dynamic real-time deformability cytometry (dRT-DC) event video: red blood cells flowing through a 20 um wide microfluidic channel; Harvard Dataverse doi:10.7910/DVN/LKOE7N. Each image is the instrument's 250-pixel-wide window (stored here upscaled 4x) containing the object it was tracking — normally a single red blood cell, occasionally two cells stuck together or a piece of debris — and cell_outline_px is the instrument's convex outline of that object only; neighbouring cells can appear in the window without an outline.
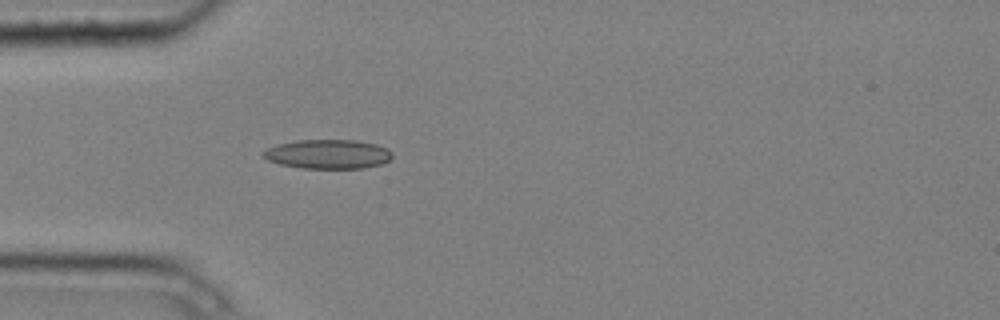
{"species": "common noctule bat (a hibernating species)", "species_latin": "Nyctalus noctula", "temperature_condition": "cold", "stored_images_in_passage": 3, "camera_frame_rate_fps": 3000, "um_per_image_px": 0.085, "animal": {"sex": "male", "body_mass_g": 20.4}, "frame": {"image": 1, "passage_image": 3, "time_ms": 0.667, "image_size_px": [1000, 320], "cell_outline_px": [[392, 156], [388, 160], [380, 164], [364, 168], [300, 168], [280, 164], [268, 160], [260, 156], [260, 152], [276, 144], [300, 140], [356, 140], [376, 144], [388, 148], [392, 152]], "centroid_in_image_um": [27.84, 13.1], "position_along_channel_um": 57.2, "area_um2": 22.08}}